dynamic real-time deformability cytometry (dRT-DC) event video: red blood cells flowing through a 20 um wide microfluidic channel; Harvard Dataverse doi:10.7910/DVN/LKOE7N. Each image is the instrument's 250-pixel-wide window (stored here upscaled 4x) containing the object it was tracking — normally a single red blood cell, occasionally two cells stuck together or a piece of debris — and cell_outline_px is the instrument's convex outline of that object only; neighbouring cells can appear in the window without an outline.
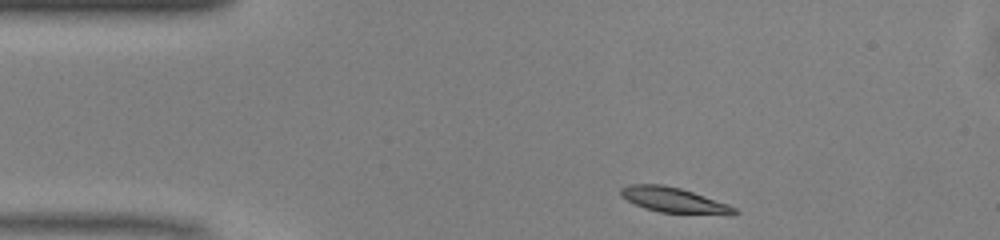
{"species": "common noctule bat (a hibernating species)", "species_latin": "Nyctalus noctula", "temperature_condition": "warm", "stored_images_in_passage": 42, "camera_frame_rate_fps": 3000, "um_per_image_px": 0.085, "animal": {"sex": "male", "body_mass_g": 13.0, "forearm_length_mm": 53.1}, "frame": {"image": 1, "passage_image": 1, "time_ms": 0.0, "image_size_px": [1000, 240], "cell_outline_px": [[740, 212], [732, 216], [728, 216], [660, 212], [644, 208], [620, 196], [620, 188], [628, 184], [664, 184], [680, 188], [728, 204], [736, 208]], "centroid_in_image_um": [57.34, 17.03], "position_along_channel_um": 27.7, "area_um2": 16.99}}
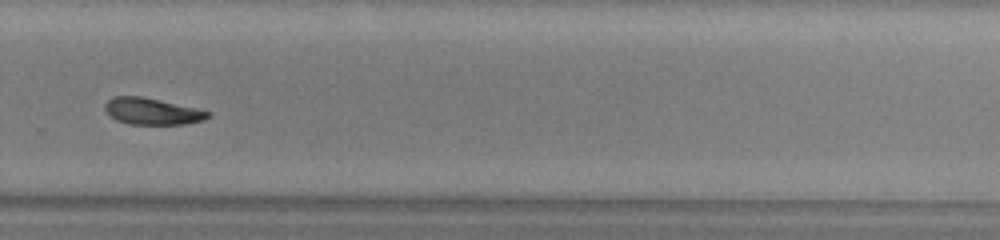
{"frame": {"image": 2, "passage_image": 26, "time_ms": 8.333, "image_size_px": [1000, 240], "cell_outline_px": [[212, 112], [204, 120], [184, 124], [128, 124], [116, 120], [104, 108], [104, 104], [112, 96], [140, 96], [196, 108]], "centroid_in_image_um": [12.91, 9.46], "position_along_channel_um": 316.9, "area_um2": 15.78}}
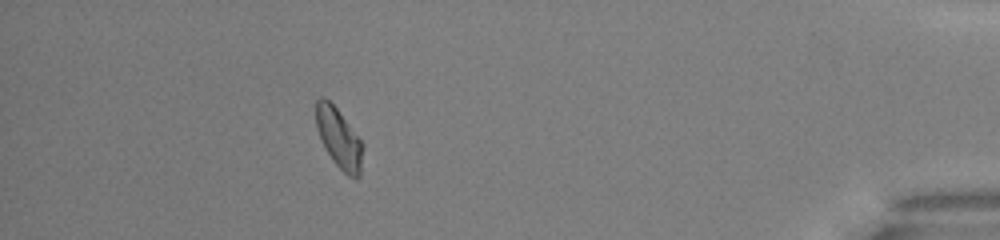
{"frame": {"image": 3, "passage_image": 37, "time_ms": 12.0, "image_size_px": [1000, 240], "cell_outline_px": [[364, 148], [360, 176], [356, 180], [348, 176], [332, 160], [324, 148], [320, 140], [316, 128], [316, 100], [320, 96], [324, 96], [336, 108], [364, 144]], "centroid_in_image_um": [28.81, 11.78], "position_along_channel_um": 406.4, "area_um2": 16.53}, "authors_computed_cell_mechanics": {"area_um2": 16.8776, "velocity_mm_per_s": 4.1024, "shape_relaxation_time_tau1_ms": 3.9114, "shape_relaxation_time_tau2_ms": 11.1562, "deformation_change_tau1": 0.1317, "deformation_change_tau2": 0.1846}}